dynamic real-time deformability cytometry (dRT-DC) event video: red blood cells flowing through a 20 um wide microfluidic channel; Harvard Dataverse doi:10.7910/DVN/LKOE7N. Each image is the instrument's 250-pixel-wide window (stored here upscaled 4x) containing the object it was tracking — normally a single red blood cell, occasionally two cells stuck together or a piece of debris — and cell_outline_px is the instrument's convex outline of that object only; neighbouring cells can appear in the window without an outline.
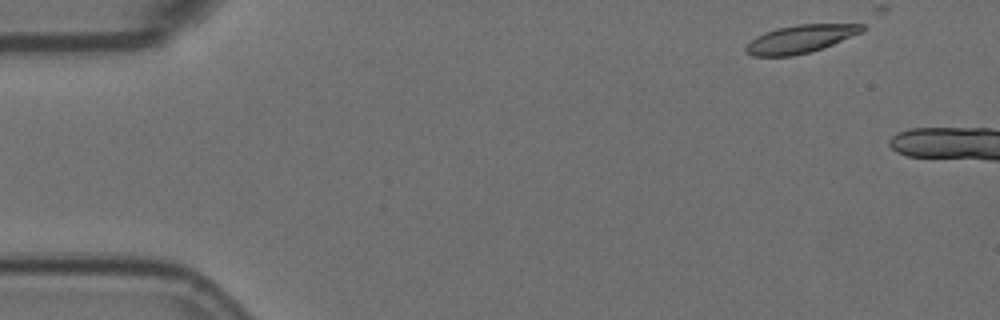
{"species": "Egyptian fruit bat (a non-hibernating species)", "species_latin": "Rousettus aegyptiacus", "temperature_condition": "room temperature", "stored_images_in_passage": 6, "camera_frame_rate_fps": 3000, "um_per_image_px": 0.085, "animal": {"sex": "female"}, "frame": {"image": 1, "passage_image": 1, "time_ms": 0.0, "image_size_px": [1000, 320], "cell_outline_px": [[864, 32], [832, 44], [808, 52], [792, 56], [752, 56], [744, 52], [744, 48], [756, 36], [764, 32], [776, 28], [796, 24], [864, 24]], "centroid_in_image_um": [68.01, 3.3], "position_along_channel_um": 17.0, "area_um2": 18.9}}